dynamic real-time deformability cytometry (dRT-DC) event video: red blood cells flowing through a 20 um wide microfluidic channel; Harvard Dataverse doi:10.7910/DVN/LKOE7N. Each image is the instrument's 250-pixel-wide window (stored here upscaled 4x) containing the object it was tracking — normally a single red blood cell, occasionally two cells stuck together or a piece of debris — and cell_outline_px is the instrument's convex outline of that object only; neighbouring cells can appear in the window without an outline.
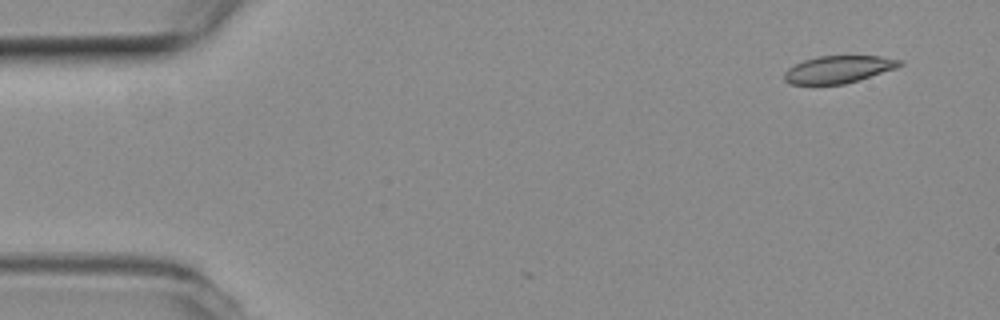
{"species": "common noctule bat (a hibernating species)", "species_latin": "Nyctalus noctula", "temperature_condition": "room temperature", "stored_images_in_passage": 3, "segment_of_instrument_passage": [2, 2], "camera_frame_rate_fps": 3000, "um_per_image_px": 0.085, "animal": {"sex": "female", "body_mass_g": 19.3, "forearm_length_mm": 54.1}, "frame": {"image": 1, "passage_image": 3, "time_ms": 0.667, "image_size_px": [1000, 320], "cell_outline_px": [[904, 64], [896, 68], [860, 80], [844, 84], [788, 84], [784, 80], [784, 72], [788, 68], [804, 60], [820, 56], [880, 56], [904, 60]], "centroid_in_image_um": [71.3, 5.9], "position_along_channel_um": 13.7, "area_um2": 18.44}}